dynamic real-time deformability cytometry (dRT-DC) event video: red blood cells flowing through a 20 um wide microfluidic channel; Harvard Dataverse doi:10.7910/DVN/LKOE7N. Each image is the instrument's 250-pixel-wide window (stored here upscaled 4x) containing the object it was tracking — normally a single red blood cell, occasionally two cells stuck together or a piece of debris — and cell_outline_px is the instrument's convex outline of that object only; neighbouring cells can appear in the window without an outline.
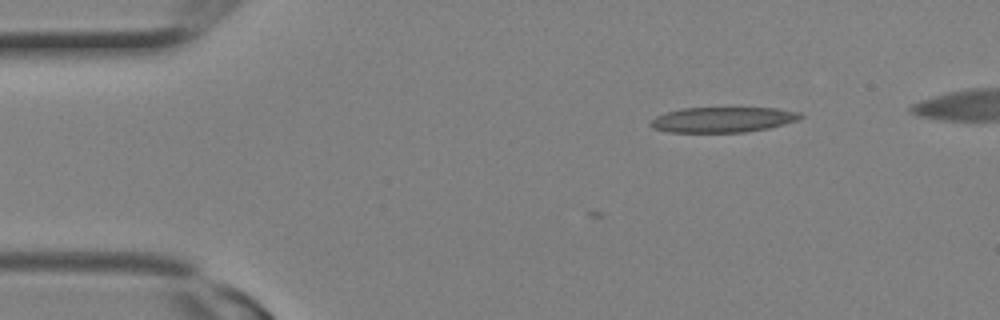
{"species": "Egyptian fruit bat (a non-hibernating species)", "species_latin": "Rousettus aegyptiacus", "temperature_condition": "room temperature", "stored_images_in_passage": 4, "camera_frame_rate_fps": 3000, "um_per_image_px": 0.085, "animal": {"sex": "female"}, "frame": {"image": 1, "passage_image": 2, "time_ms": 0.333, "image_size_px": [1000, 320], "cell_outline_px": [[804, 116], [800, 120], [768, 128], [744, 132], [668, 132], [652, 128], [648, 124], [656, 116], [680, 108], [776, 108], [800, 112]], "centroid_in_image_um": [61.45, 10.17], "position_along_channel_um": 23.5, "area_um2": 22.14}}